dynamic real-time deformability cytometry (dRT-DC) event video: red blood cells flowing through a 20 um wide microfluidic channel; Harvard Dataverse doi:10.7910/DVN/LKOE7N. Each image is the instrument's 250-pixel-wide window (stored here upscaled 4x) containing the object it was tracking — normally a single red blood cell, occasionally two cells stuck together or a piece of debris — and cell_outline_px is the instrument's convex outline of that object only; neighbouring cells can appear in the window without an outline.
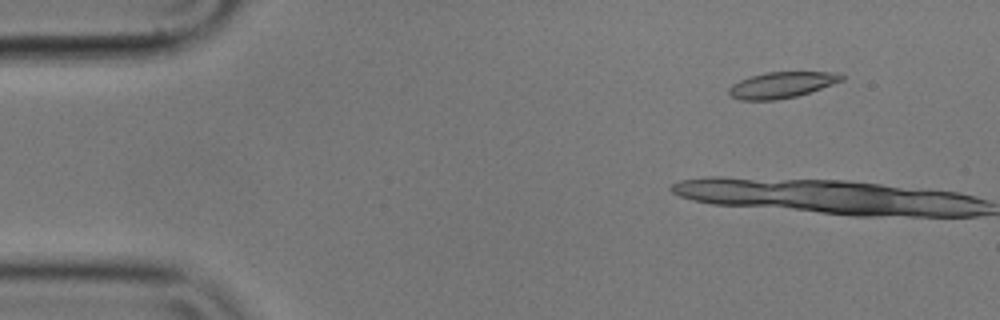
{"species": "common noctule bat (a hibernating species)", "species_latin": "Nyctalus noctula", "temperature_condition": "cold", "stored_images_in_passage": 8, "camera_frame_rate_fps": 3000, "um_per_image_px": 0.085, "animal": {"sex": "male", "body_mass_g": 17.9}, "frame": {"image": 1, "passage_image": 2, "time_ms": 0.333, "image_size_px": [1000, 320], "cell_outline_px": [[844, 80], [796, 96], [776, 100], [740, 100], [732, 96], [728, 92], [728, 88], [732, 84], [748, 76], [768, 72], [840, 72], [844, 76]], "centroid_in_image_um": [66.43, 7.21], "position_along_channel_um": 18.6, "area_um2": 17.05}}
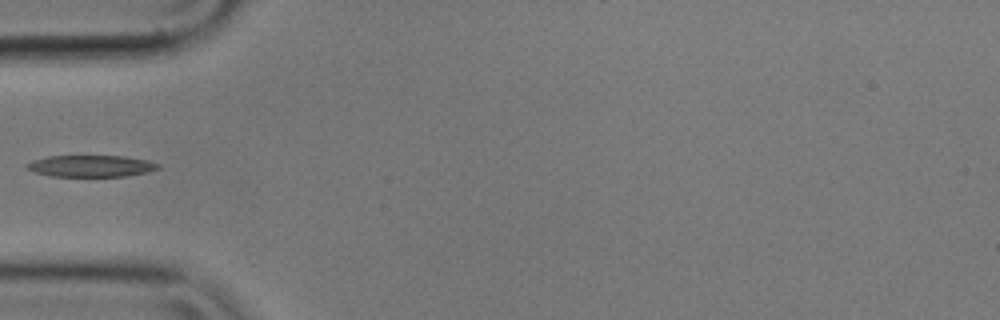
{"frame": {"image": 2, "passage_image": 7, "time_ms": 2.0, "image_size_px": [1000, 320], "cell_outline_px": [[160, 168], [148, 172], [128, 176], [52, 176], [36, 172], [28, 168], [28, 164], [36, 160], [48, 156], [124, 156], [148, 160], [160, 164]], "centroid_in_image_um": [7.84, 14.11], "position_along_channel_um": 77.2, "area_um2": 16.3}}